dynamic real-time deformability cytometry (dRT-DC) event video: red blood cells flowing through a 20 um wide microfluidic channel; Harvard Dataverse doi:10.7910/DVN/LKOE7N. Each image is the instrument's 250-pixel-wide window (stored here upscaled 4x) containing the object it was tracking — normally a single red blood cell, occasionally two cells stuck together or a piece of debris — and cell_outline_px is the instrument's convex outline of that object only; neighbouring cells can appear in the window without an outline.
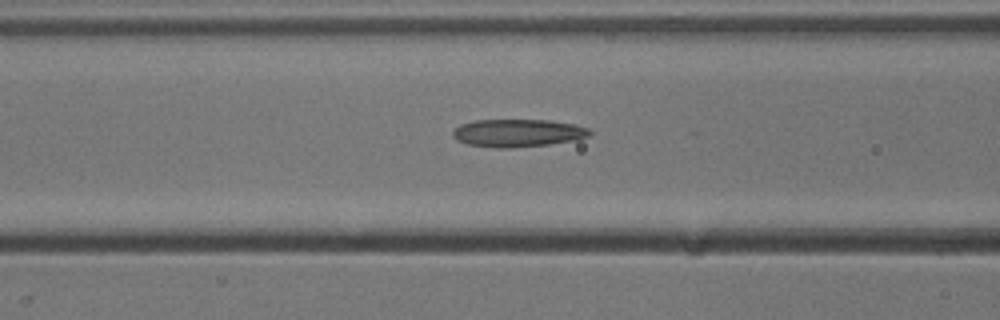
{"species": "common noctule bat (a hibernating species)", "species_latin": "Nyctalus noctula", "temperature_condition": "cold", "stored_images_in_passage": 17, "camera_frame_rate_fps": 3000, "um_per_image_px": 0.085, "animal": {"sex": "male", "body_mass_g": 13.3}, "frame": {"image": 1, "passage_image": 15, "time_ms": 4.667, "image_size_px": [1000, 320], "cell_outline_px": [[592, 132], [588, 136], [576, 140], [548, 144], [512, 148], [496, 148], [468, 144], [456, 140], [452, 136], [452, 132], [460, 124], [476, 120], [548, 120], [576, 124], [588, 128]], "centroid_in_image_um": [44.01, 11.3], "position_along_channel_um": 122.6, "area_um2": 22.2}}